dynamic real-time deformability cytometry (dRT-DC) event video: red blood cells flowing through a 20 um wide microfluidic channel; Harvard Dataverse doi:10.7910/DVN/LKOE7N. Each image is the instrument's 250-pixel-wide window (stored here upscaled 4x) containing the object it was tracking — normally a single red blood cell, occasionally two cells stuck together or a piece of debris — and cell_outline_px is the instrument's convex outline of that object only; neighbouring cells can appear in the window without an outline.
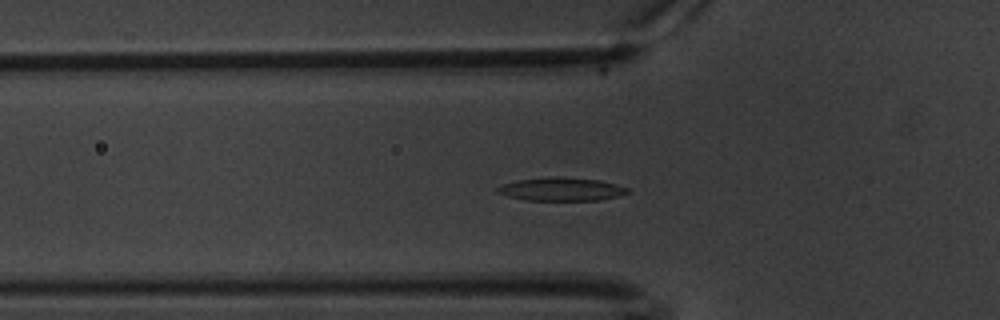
{"species": "common noctule bat (a hibernating species)", "species_latin": "Nyctalus noctula", "temperature_condition": "warm", "stored_images_in_passage": 42, "camera_frame_rate_fps": 3000, "um_per_image_px": 0.085, "animal": {"sex": "male", "body_mass_g": 20.1, "forearm_length_mm": 53.5}, "frame": {"image": 1, "passage_image": 2, "time_ms": 0.333, "image_size_px": [1000, 320], "cell_outline_px": [[628, 192], [616, 196], [600, 200], [524, 200], [508, 196], [496, 192], [496, 188], [504, 184], [516, 180], [556, 176], [560, 176], [600, 180], [616, 184], [628, 188]], "centroid_in_image_um": [47.69, 16.07], "position_along_channel_um": 78.1, "area_um2": 17.57}}
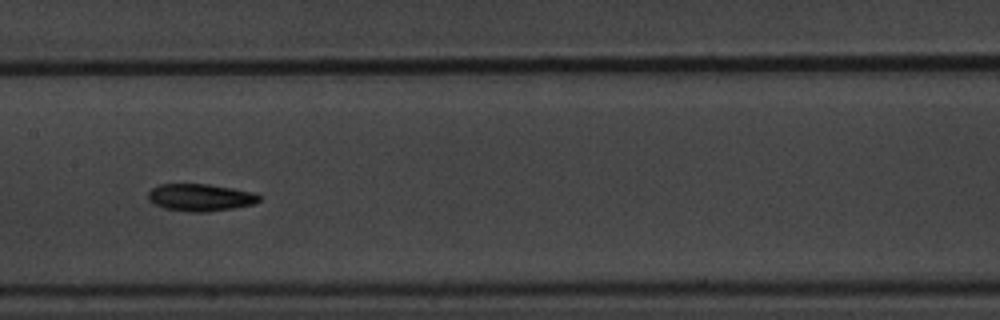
{"frame": {"image": 2, "passage_image": 12, "time_ms": 3.667, "image_size_px": [1000, 320], "cell_outline_px": [[260, 200], [252, 204], [236, 208], [204, 212], [188, 212], [164, 208], [152, 204], [148, 200], [148, 192], [156, 184], [208, 184], [256, 192], [260, 196]], "centroid_in_image_um": [17.0, 16.78], "position_along_channel_um": 190.4, "area_um2": 17.86}}
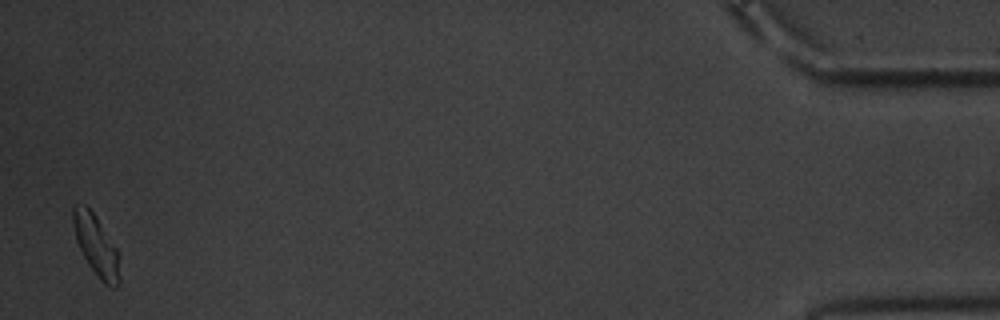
{"frame": {"image": 3, "passage_image": 41, "time_ms": 13.333, "image_size_px": [1000, 320], "cell_outline_px": [[120, 284], [116, 288], [104, 284], [100, 280], [88, 264], [76, 240], [72, 220], [72, 208], [76, 204], [84, 204], [96, 216], [116, 248], [120, 280]], "centroid_in_image_um": [8.16, 20.87], "position_along_channel_um": 427.0, "area_um2": 16.18}, "authors_computed_cell_mechanics": {"area_um2": 17.051, "velocity_mm_per_s": 3.3389, "shape_relaxation_time_tau1_ms": 2.4881, "shape_relaxation_time_tau2_ms": 7.4007, "deformation_change_tau1": 0.129, "deformation_change_tau2": 0.1276}}